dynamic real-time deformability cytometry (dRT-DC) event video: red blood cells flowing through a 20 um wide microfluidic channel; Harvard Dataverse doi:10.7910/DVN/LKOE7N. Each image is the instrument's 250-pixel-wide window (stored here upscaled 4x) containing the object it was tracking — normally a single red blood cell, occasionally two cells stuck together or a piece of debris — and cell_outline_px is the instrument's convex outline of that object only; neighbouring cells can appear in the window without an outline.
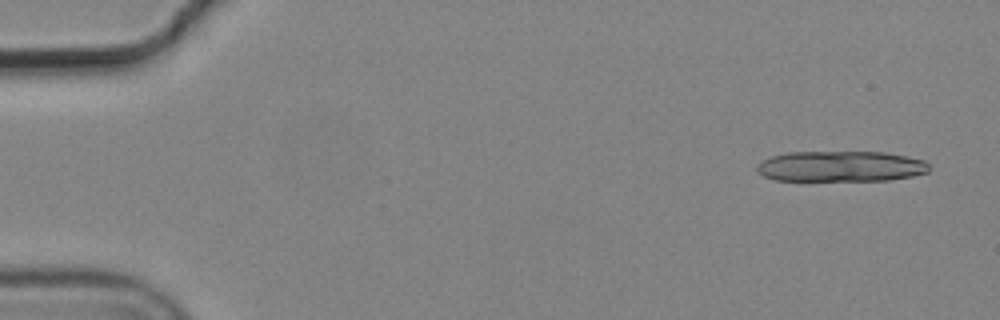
{"species": "common noctule bat (a hibernating species)", "species_latin": "Nyctalus noctula", "temperature_condition": "cold", "stored_images_in_passage": 8, "camera_frame_rate_fps": 3000, "um_per_image_px": 0.085, "animal": {"sex": "male", "body_mass_g": 19.2, "forearm_length_mm": 51.8}, "frame": {"image": 1, "passage_image": 1, "time_ms": 0.0, "image_size_px": [1000, 320], "cell_outline_px": [[928, 172], [912, 176], [888, 180], [776, 180], [764, 176], [756, 168], [764, 160], [772, 156], [788, 152], [884, 152], [924, 160], [928, 164]], "centroid_in_image_um": [71.48, 14.14], "position_along_channel_um": 13.5, "area_um2": 30.4}}
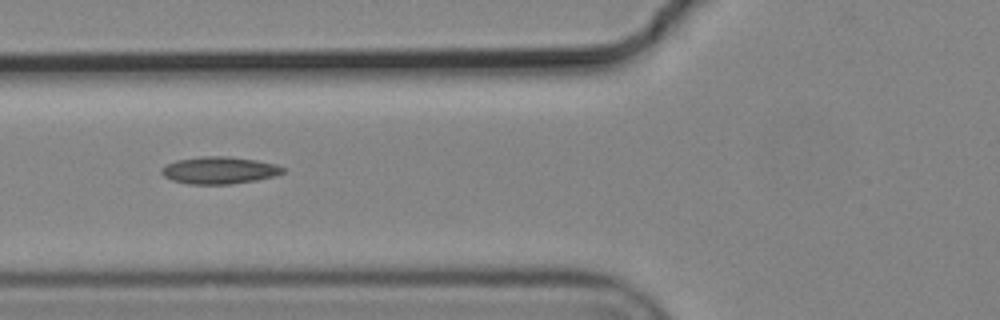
{"frame": {"image": 2, "passage_image": 5, "time_ms": 1.333, "image_size_px": [1000, 320], "cell_outline_px": [[288, 168], [284, 172], [276, 176], [256, 180], [232, 184], [188, 184], [172, 180], [164, 176], [160, 172], [160, 168], [176, 160], [200, 156], [228, 156], [256, 160], [276, 164]], "centroid_in_image_um": [18.67, 14.47], "position_along_channel_um": 107.1, "area_um2": 19.42}}
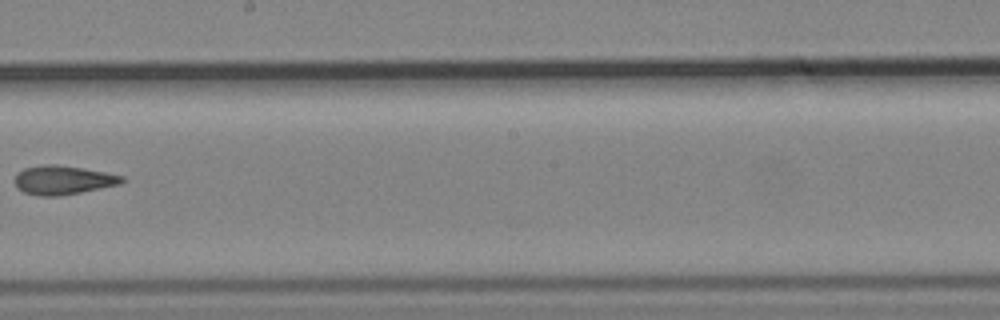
{"frame": {"image": 3, "passage_image": 8, "time_ms": 2.333, "image_size_px": [1000, 320], "cell_outline_px": [[124, 180], [120, 184], [60, 196], [36, 196], [24, 192], [16, 188], [16, 176], [24, 168], [44, 164], [56, 164], [104, 172], [124, 176]], "centroid_in_image_um": [5.34, 15.31], "position_along_channel_um": 242.9, "area_um2": 17.86}}